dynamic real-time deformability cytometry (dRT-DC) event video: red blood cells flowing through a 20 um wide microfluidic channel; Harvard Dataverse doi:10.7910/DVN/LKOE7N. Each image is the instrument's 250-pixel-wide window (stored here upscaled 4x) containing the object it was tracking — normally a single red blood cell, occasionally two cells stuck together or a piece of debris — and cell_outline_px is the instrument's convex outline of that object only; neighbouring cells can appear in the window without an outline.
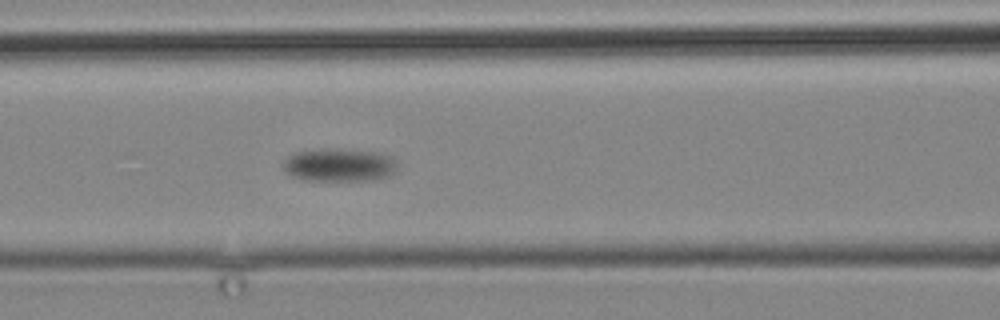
{"species": "common noctule bat (a hibernating species)", "species_latin": "Nyctalus noctula", "temperature_condition": "cold", "stored_images_in_passage": 12, "camera_frame_rate_fps": 3000, "um_per_image_px": 0.085, "animal": {"sex": "male", "body_mass_g": 19.2, "forearm_length_mm": 51.8}, "frame": {"image": 1, "passage_image": 12, "time_ms": 16.0, "image_size_px": [1000, 320], "cell_outline_px": [[396, 168], [388, 176], [368, 180], [304, 180], [292, 176], [280, 164], [288, 156], [296, 152], [340, 148], [380, 152], [392, 156], [396, 160]], "centroid_in_image_um": [28.84, 14.01], "position_along_channel_um": 137.8, "area_um2": 21.96}}